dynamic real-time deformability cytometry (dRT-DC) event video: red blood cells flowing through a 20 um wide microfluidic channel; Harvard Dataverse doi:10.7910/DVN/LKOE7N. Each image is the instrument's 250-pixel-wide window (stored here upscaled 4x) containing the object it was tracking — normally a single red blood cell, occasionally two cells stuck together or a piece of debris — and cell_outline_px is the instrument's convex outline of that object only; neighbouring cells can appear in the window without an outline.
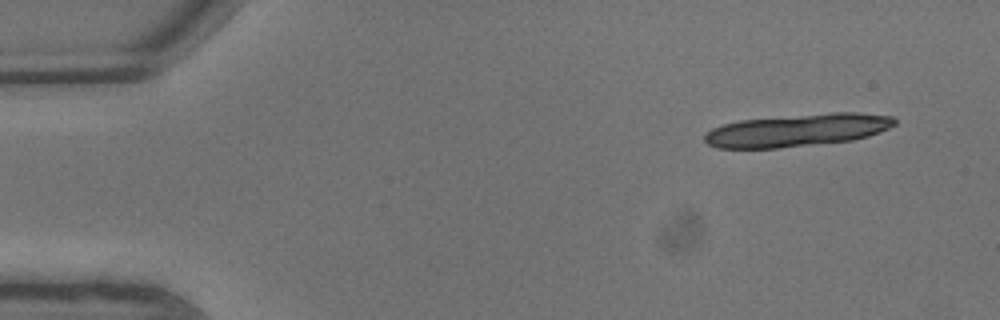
{"species": "common noctule bat (a hibernating species)", "species_latin": "Nyctalus noctula", "temperature_condition": "warm", "stored_images_in_passage": 8, "segment_of_instrument_passage": [1, 2], "camera_frame_rate_fps": 3000, "um_per_image_px": 0.085, "animal": {"sex": "male", "body_mass_g": 13.3}, "frame": {"image": 1, "passage_image": 1, "time_ms": 0.0, "image_size_px": [1000, 320], "cell_outline_px": [[896, 124], [880, 132], [868, 136], [852, 140], [776, 148], [716, 148], [708, 144], [704, 140], [704, 136], [712, 128], [724, 124], [740, 120], [832, 112], [860, 112], [892, 116], [896, 120]], "centroid_in_image_um": [67.79, 11.06], "position_along_channel_um": 17.2, "area_um2": 35.95}}